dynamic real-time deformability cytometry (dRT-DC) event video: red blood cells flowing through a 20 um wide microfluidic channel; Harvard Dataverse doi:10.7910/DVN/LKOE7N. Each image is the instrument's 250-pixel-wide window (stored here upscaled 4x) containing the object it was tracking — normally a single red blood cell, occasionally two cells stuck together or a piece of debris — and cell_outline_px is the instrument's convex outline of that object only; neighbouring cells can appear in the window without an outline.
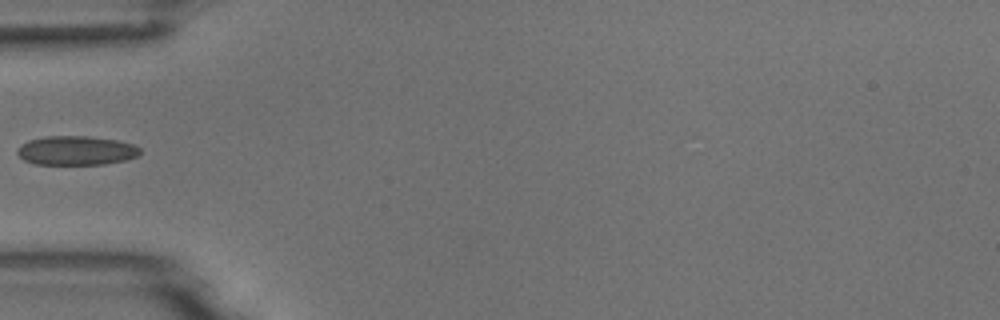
{"species": "common noctule bat (a hibernating species)", "species_latin": "Nyctalus noctula", "temperature_condition": "room temperature", "stored_images_in_passage": 4, "camera_frame_rate_fps": 3000, "um_per_image_px": 0.085, "animal": {"sex": "male", "body_mass_g": 18.8}, "frame": {"image": 1, "passage_image": 4, "time_ms": 3.333, "image_size_px": [1000, 320], "cell_outline_px": [[140, 152], [136, 156], [128, 160], [104, 164], [36, 164], [24, 160], [16, 152], [16, 148], [20, 144], [28, 140], [44, 136], [88, 136], [120, 140], [132, 144], [140, 148]], "centroid_in_image_um": [6.46, 12.78], "position_along_channel_um": 78.5, "area_um2": 21.04}}